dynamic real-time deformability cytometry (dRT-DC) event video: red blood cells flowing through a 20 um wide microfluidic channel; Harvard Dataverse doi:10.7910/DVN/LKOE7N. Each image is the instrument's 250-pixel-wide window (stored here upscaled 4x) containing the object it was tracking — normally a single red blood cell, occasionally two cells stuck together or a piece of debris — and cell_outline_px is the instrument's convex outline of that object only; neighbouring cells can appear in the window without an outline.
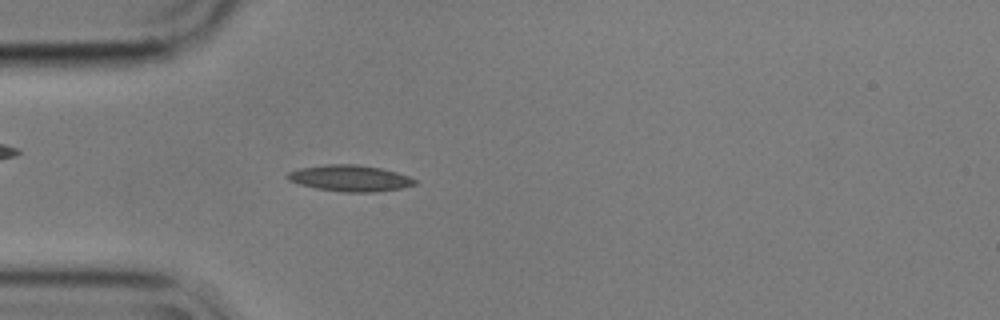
{"species": "common noctule bat (a hibernating species)", "species_latin": "Nyctalus noctula", "temperature_condition": "cold", "stored_images_in_passage": 43, "camera_frame_rate_fps": 3000, "um_per_image_px": 0.085, "animal": {"sex": "male", "body_mass_g": 17.9}, "frame": {"image": 1, "passage_image": 3, "time_ms": 0.667, "image_size_px": [1000, 320], "cell_outline_px": [[416, 184], [400, 188], [376, 192], [344, 192], [316, 188], [300, 184], [288, 180], [284, 176], [288, 172], [300, 168], [328, 164], [356, 164], [380, 168], [396, 172], [408, 176], [416, 180]], "centroid_in_image_um": [29.72, 15.15], "position_along_channel_um": 55.3, "area_um2": 19.36}}
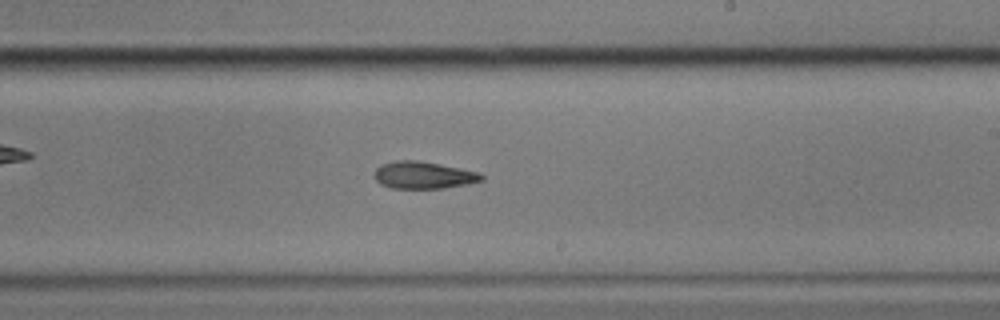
{"frame": {"image": 2, "passage_image": 20, "time_ms": 6.333, "image_size_px": [1000, 320], "cell_outline_px": [[484, 180], [468, 184], [444, 188], [392, 188], [380, 184], [376, 180], [376, 168], [380, 164], [396, 160], [416, 160], [440, 164], [480, 172], [484, 176]], "centroid_in_image_um": [36.02, 14.88], "position_along_channel_um": 253.0, "area_um2": 16.99}}
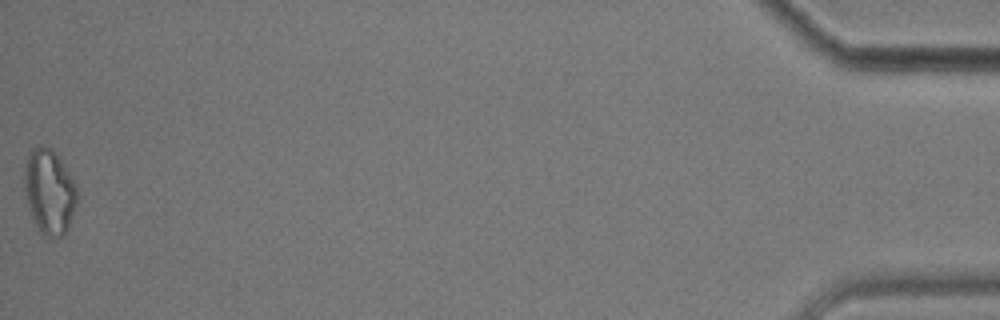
{"frame": {"image": 3, "passage_image": 43, "time_ms": 14.0, "image_size_px": [1000, 320], "cell_outline_px": [[80, 192], [68, 228], [64, 236], [44, 236], [40, 232], [32, 220], [28, 208], [24, 192], [24, 176], [28, 156], [32, 148], [36, 144], [40, 144], [52, 148], [64, 164], [76, 184]], "centroid_in_image_um": [4.2, 16.28], "position_along_channel_um": 431.0, "area_um2": 26.53}, "authors_computed_cell_mechanics": {"area_um2": 17.629, "velocity_mm_per_s": 3.5741, "shape_relaxation_time_tau1_ms": 5.941, "shape_relaxation_time_tau2_ms": null, "deformation_change_tau1": 0.1442, "deformation_change_tau2": null}}